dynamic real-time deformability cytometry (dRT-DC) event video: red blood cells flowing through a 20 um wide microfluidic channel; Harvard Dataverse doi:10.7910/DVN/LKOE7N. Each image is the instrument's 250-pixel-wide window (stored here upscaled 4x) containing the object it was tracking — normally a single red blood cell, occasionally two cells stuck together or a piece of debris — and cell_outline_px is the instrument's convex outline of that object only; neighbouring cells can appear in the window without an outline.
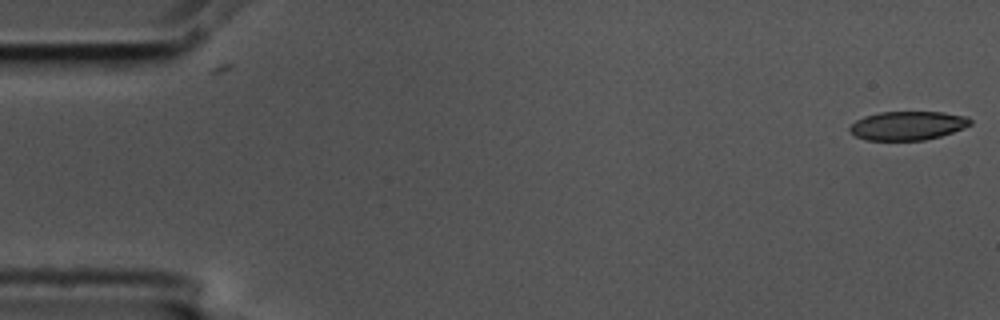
{"species": "common noctule bat (a hibernating species)", "species_latin": "Nyctalus noctula", "temperature_condition": "cold", "stored_images_in_passage": 5, "camera_frame_rate_fps": 3000, "um_per_image_px": 0.085, "animal": {"sex": "male", "body_mass_g": 17.5, "forearm_length_mm": 52.3}, "frame": {"image": 1, "passage_image": 1, "time_ms": 0.0, "image_size_px": [1000, 320], "cell_outline_px": [[972, 124], [964, 128], [940, 136], [924, 140], [864, 140], [856, 136], [848, 128], [856, 120], [864, 116], [880, 112], [944, 112], [968, 116], [972, 120]], "centroid_in_image_um": [77.18, 10.67], "position_along_channel_um": 7.8, "area_um2": 20.29}}
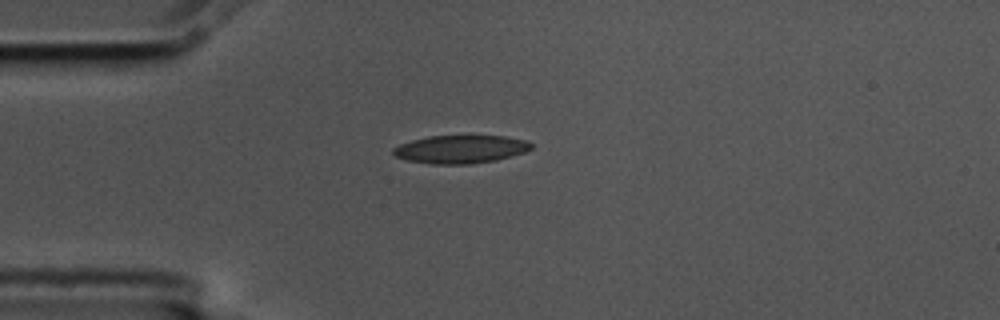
{"frame": {"image": 2, "passage_image": 5, "time_ms": 1.333, "image_size_px": [1000, 320], "cell_outline_px": [[532, 148], [524, 152], [496, 160], [468, 164], [432, 164], [408, 160], [396, 156], [392, 152], [392, 148], [400, 144], [412, 140], [428, 136], [468, 132], [504, 136], [528, 140], [532, 144]], "centroid_in_image_um": [39.17, 12.62], "position_along_channel_um": 45.8, "area_um2": 23.58}}